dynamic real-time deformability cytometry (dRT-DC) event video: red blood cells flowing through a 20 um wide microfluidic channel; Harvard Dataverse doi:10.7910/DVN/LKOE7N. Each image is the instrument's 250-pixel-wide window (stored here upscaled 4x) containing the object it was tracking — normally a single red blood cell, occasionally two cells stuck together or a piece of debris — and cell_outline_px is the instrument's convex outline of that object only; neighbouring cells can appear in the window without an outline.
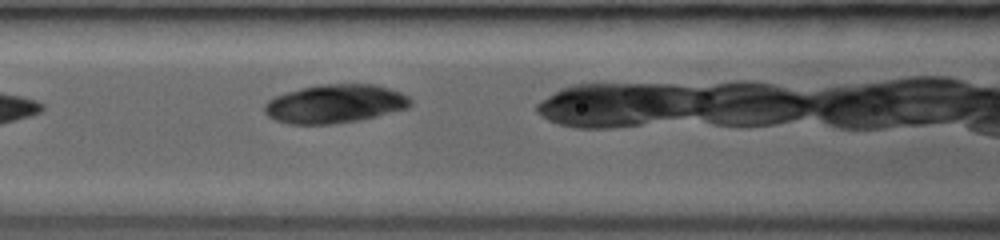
{"species": "common noctule bat (a hibernating species)", "species_latin": "Nyctalus noctula", "temperature_condition": "room temperature", "stored_images_in_passage": 5, "camera_frame_rate_fps": 3000, "um_per_image_px": 0.085, "animal": {"sex": "female", "body_mass_g": 19.0, "forearm_length_mm": 53.3}, "frame": {"image": 1, "passage_image": 4, "time_ms": 2.333, "image_size_px": [1000, 240], "cell_outline_px": [[412, 104], [408, 108], [360, 120], [332, 124], [288, 124], [276, 120], [268, 116], [264, 112], [264, 104], [268, 100], [276, 96], [288, 92], [320, 84], [376, 84], [400, 92], [408, 96], [412, 100]], "centroid_in_image_um": [28.49, 8.83], "position_along_channel_um": 138.1, "area_um2": 32.77}}